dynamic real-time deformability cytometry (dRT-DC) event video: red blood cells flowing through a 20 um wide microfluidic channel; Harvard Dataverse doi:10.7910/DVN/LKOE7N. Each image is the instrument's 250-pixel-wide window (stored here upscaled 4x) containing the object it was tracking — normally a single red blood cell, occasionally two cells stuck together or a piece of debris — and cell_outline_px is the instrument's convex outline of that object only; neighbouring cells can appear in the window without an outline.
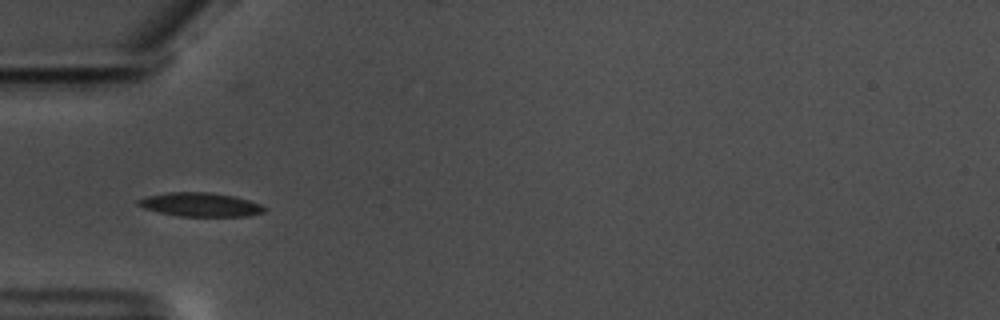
{"species": "common noctule bat (a hibernating species)", "species_latin": "Nyctalus noctula", "temperature_condition": "warm", "stored_images_in_passage": 40, "camera_frame_rate_fps": 3000, "um_per_image_px": 0.085, "animal": {"sex": "male", "body_mass_g": 17.5, "forearm_length_mm": 52.3}, "frame": {"image": 1, "passage_image": 1, "time_ms": 0.0, "image_size_px": [1000, 320], "cell_outline_px": [[268, 208], [264, 212], [248, 216], [180, 216], [160, 212], [144, 208], [136, 204], [136, 200], [148, 196], [168, 192], [212, 192], [232, 196], [248, 200], [260, 204]], "centroid_in_image_um": [17.04, 17.39], "position_along_channel_um": 68.0, "area_um2": 17.46}}
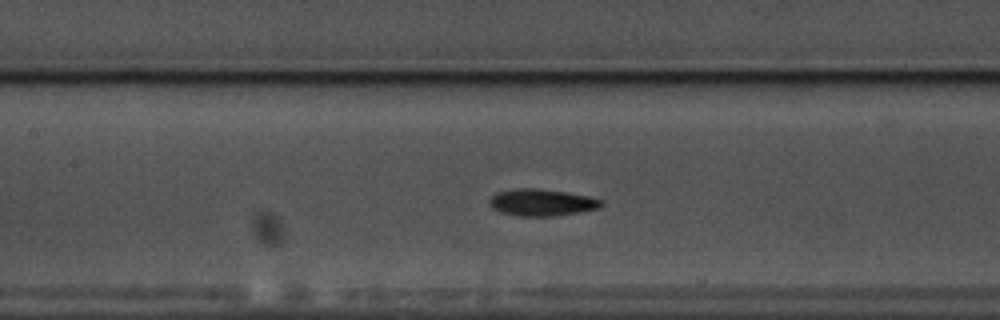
{"frame": {"image": 2, "passage_image": 9, "time_ms": 2.667, "image_size_px": [1000, 320], "cell_outline_px": [[604, 204], [600, 208], [580, 212], [556, 216], [520, 216], [500, 212], [492, 208], [488, 204], [488, 200], [496, 192], [516, 188], [536, 188], [564, 192], [588, 196], [600, 200]], "centroid_in_image_um": [46.01, 17.21], "position_along_channel_um": 161.4, "area_um2": 17.57}}
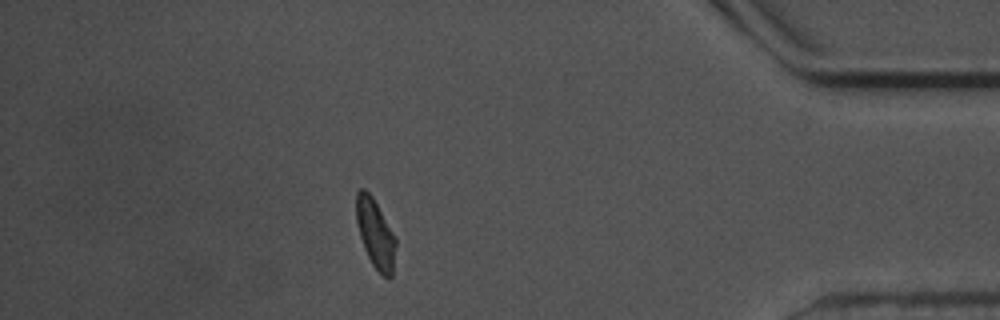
{"frame": {"image": 3, "passage_image": 33, "time_ms": 10.667, "image_size_px": [1000, 320], "cell_outline_px": [[396, 244], [392, 276], [388, 280], [372, 264], [364, 248], [360, 236], [356, 220], [356, 192], [360, 188], [364, 188], [372, 196], [392, 232], [396, 240]], "centroid_in_image_um": [31.89, 19.86], "position_along_channel_um": 403.3, "area_um2": 15.61}, "authors_computed_cell_mechanics": {"area_um2": 16.5886, "velocity_mm_per_s": 3.5368, "shape_relaxation_time_tau1_ms": 2.517, "shape_relaxation_time_tau2_ms": 2.96, "deformation_change_tau1": 0.1445, "deformation_change_tau2": 0.0869}}